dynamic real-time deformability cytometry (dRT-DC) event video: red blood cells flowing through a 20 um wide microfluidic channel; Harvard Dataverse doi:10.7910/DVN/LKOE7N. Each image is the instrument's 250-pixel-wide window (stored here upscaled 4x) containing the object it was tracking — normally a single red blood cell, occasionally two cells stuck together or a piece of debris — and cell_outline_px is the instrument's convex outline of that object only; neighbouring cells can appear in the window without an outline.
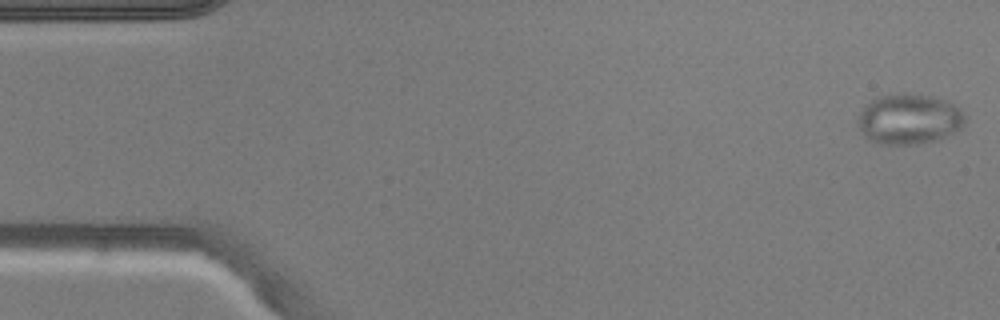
{"species": "common noctule bat (a hibernating species)", "species_latin": "Nyctalus noctula", "temperature_condition": "warm", "stored_images_in_passage": 11, "camera_frame_rate_fps": 3000, "um_per_image_px": 0.085, "animal": {"sex": "male", "body_mass_g": 20.5, "forearm_length_mm": 52.5}, "frame": {"image": 1, "passage_image": 1, "time_ms": 0.0, "image_size_px": [1000, 320], "cell_outline_px": [[964, 124], [960, 128], [940, 140], [916, 144], [880, 144], [864, 136], [856, 124], [856, 116], [876, 96], [904, 92], [932, 96], [948, 100], [960, 108], [964, 116]], "centroid_in_image_um": [77.26, 10.11], "position_along_channel_um": 7.7, "area_um2": 31.85}}